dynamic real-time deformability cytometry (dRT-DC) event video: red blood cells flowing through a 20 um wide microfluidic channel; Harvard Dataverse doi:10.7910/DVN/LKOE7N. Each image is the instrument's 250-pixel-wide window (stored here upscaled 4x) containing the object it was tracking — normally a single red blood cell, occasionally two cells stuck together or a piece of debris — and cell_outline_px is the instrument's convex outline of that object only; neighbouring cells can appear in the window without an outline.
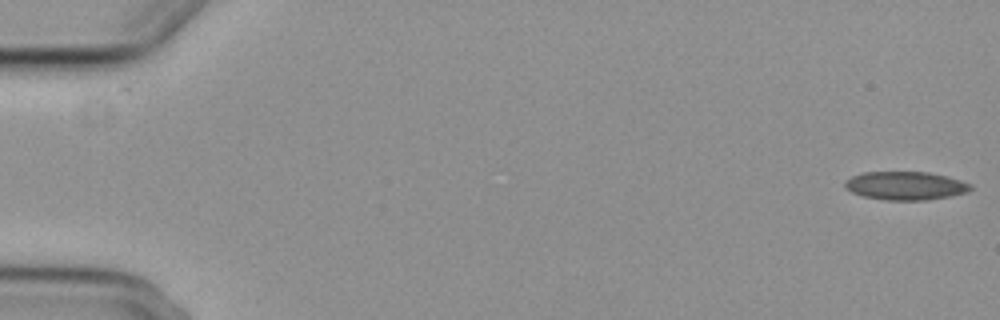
{"species": "common noctule bat (a hibernating species)", "species_latin": "Nyctalus noctula", "temperature_condition": "cold", "stored_images_in_passage": 3, "segment_of_instrument_passage": [2, 2], "camera_frame_rate_fps": 3000, "um_per_image_px": 0.085, "animal": {"sex": "female", "body_mass_g": 29.2, "forearm_length_mm": 56.3}, "frame": {"image": 1, "passage_image": 3, "time_ms": 2.333, "image_size_px": [1000, 320], "cell_outline_px": [[972, 188], [968, 192], [948, 196], [924, 200], [888, 200], [864, 196], [852, 192], [844, 188], [844, 180], [852, 176], [864, 172], [928, 172], [960, 180], [972, 184]], "centroid_in_image_um": [76.94, 15.78], "position_along_channel_um": 8.1, "area_um2": 20.63}}